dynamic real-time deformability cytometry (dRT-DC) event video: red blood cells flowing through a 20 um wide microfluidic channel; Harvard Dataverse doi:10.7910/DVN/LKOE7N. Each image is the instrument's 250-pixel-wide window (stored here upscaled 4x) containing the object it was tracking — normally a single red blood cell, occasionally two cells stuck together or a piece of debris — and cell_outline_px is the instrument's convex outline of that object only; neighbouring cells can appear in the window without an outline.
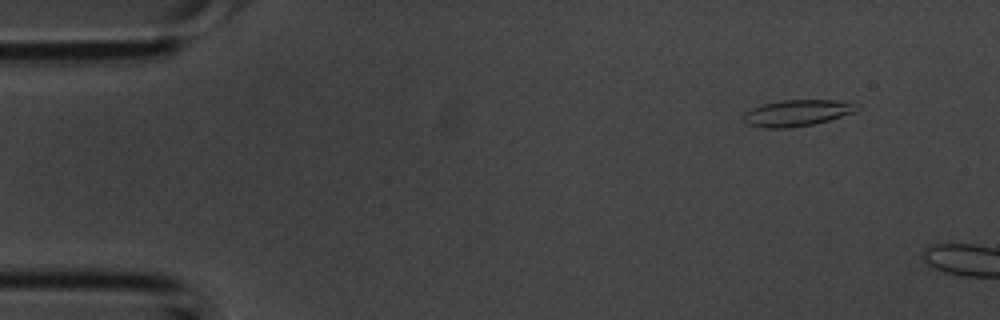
{"species": "common noctule bat (a hibernating species)", "species_latin": "Nyctalus noctula", "temperature_condition": "room temperature", "stored_images_in_passage": 2, "camera_frame_rate_fps": 3000, "um_per_image_px": 0.085, "animal": {"sex": "male", "body_mass_g": 20.1, "forearm_length_mm": 53.5}, "frame": {"image": 1, "passage_image": 1, "time_ms": 0.0, "image_size_px": [1000, 320], "cell_outline_px": [[860, 108], [856, 112], [828, 120], [812, 124], [792, 128], [764, 128], [748, 124], [744, 120], [744, 112], [752, 108], [764, 104], [780, 100], [836, 100], [860, 104]], "centroid_in_image_um": [67.79, 9.6], "position_along_channel_um": 17.2, "area_um2": 17.46}}